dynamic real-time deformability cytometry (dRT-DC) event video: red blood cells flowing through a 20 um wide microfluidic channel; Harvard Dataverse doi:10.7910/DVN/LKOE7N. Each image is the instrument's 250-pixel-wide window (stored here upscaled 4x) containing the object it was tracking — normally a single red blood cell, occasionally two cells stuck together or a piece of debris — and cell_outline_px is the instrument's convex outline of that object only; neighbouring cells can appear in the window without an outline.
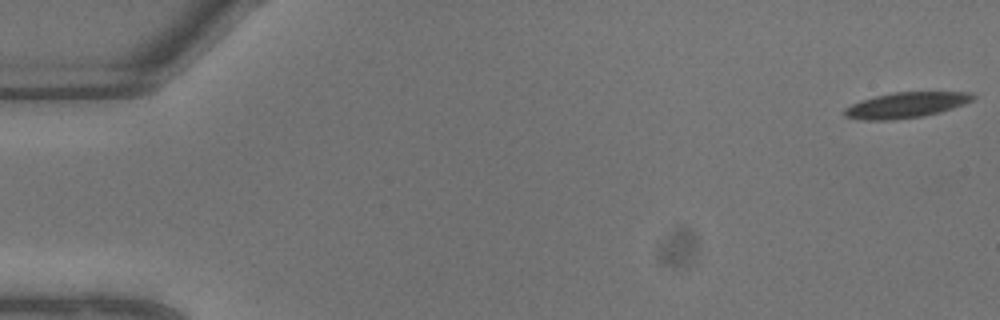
{"species": "common noctule bat (a hibernating species)", "species_latin": "Nyctalus noctula", "temperature_condition": "warm", "stored_images_in_passage": 10, "camera_frame_rate_fps": 3000, "um_per_image_px": 0.085, "animal": {"sex": "male", "body_mass_g": 13.3}, "frame": {"image": 1, "passage_image": 1, "time_ms": 0.0, "image_size_px": [1000, 320], "cell_outline_px": [[976, 96], [972, 100], [964, 104], [940, 112], [924, 116], [892, 120], [860, 120], [844, 116], [844, 108], [860, 100], [892, 92], [972, 92]], "centroid_in_image_um": [76.99, 8.93], "position_along_channel_um": 8.0, "area_um2": 19.19}}
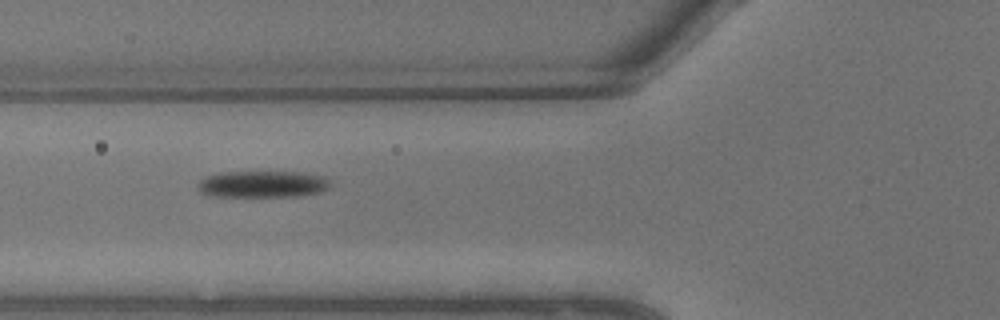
{"frame": {"image": 2, "passage_image": 9, "time_ms": 2.667, "image_size_px": [1000, 320], "cell_outline_px": [[328, 188], [320, 192], [300, 196], [208, 196], [200, 192], [196, 184], [200, 180], [208, 176], [220, 172], [300, 172], [324, 176], [328, 180]], "centroid_in_image_um": [22.28, 15.65], "position_along_channel_um": 103.5, "area_um2": 20.58}}
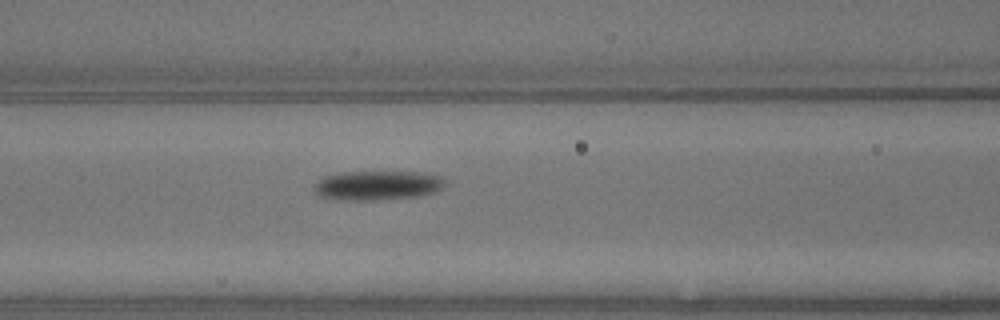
{"frame": {"image": 3, "passage_image": 10, "time_ms": 3.0, "image_size_px": [1000, 320], "cell_outline_px": [[444, 188], [436, 192], [420, 196], [376, 200], [340, 200], [320, 196], [312, 188], [312, 184], [316, 180], [324, 176], [336, 172], [420, 172], [444, 176]], "centroid_in_image_um": [32.07, 15.75], "position_along_channel_um": 134.5, "area_um2": 22.89}}